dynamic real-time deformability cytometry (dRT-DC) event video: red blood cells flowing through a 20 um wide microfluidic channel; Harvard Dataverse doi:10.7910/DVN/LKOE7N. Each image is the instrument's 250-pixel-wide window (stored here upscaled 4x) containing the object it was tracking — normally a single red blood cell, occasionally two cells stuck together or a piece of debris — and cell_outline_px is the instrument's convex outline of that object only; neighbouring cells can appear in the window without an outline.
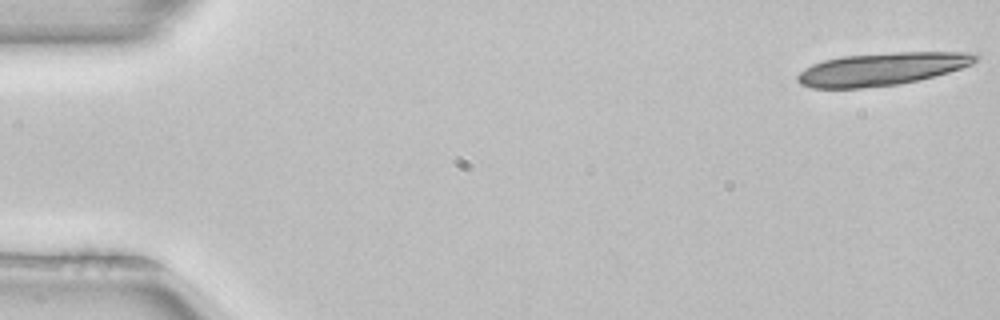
{"species": "common noctule bat (a hibernating species)", "species_latin": "Nyctalus noctula", "temperature_condition": "room temperature", "stored_images_in_passage": 3, "camera_frame_rate_fps": 3000, "um_per_image_px": 0.085, "animal": {"sex": "female", "body_mass_g": 22.7, "forearm_length_mm": 54.2}, "frame": {"image": 1, "passage_image": 1, "time_ms": 0.0, "image_size_px": [1000, 320], "cell_outline_px": [[980, 56], [972, 64], [948, 72], [920, 80], [900, 84], [860, 88], [812, 88], [800, 84], [796, 80], [796, 76], [804, 68], [812, 64], [824, 60], [844, 56], [896, 52], [980, 52]], "centroid_in_image_um": [74.97, 5.86], "position_along_channel_um": 10.0, "area_um2": 34.1}}